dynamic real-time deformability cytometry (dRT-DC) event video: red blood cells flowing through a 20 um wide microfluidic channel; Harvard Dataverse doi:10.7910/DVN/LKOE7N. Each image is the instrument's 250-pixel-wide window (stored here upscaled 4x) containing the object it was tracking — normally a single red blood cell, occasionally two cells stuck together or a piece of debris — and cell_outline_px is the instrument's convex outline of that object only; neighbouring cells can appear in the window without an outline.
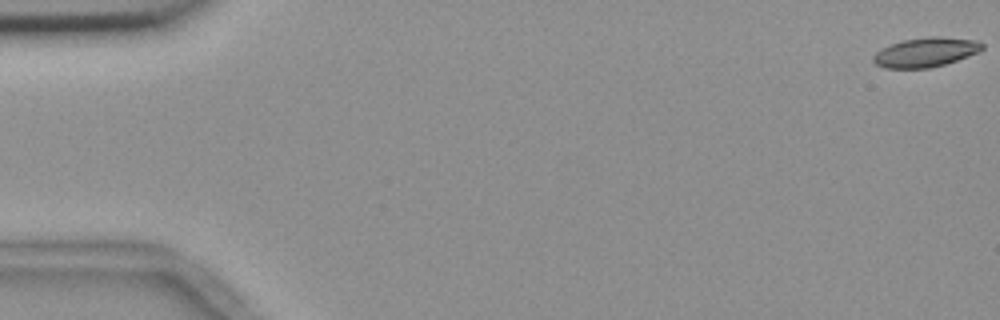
{"species": "common noctule bat (a hibernating species)", "species_latin": "Nyctalus noctula", "temperature_condition": "room temperature", "stored_images_in_passage": 56, "camera_frame_rate_fps": 3000, "um_per_image_px": 0.085, "animal": {"sex": "female", "body_mass_g": 18.4}, "frame": {"image": 1, "passage_image": 1, "time_ms": 0.0, "image_size_px": [1000, 320], "cell_outline_px": [[984, 48], [980, 52], [944, 64], [928, 68], [884, 68], [876, 64], [872, 60], [872, 56], [880, 48], [904, 40], [928, 36], [936, 36], [976, 40], [984, 44]], "centroid_in_image_um": [78.68, 4.44], "position_along_channel_um": 6.3, "area_um2": 18.67}}
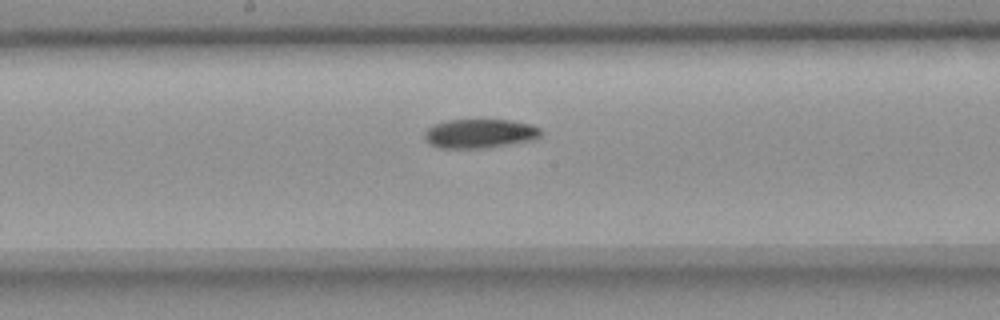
{"frame": {"image": 2, "passage_image": 30, "time_ms": 9.667, "image_size_px": [1000, 320], "cell_outline_px": [[540, 136], [532, 140], [480, 148], [440, 148], [428, 144], [424, 136], [424, 132], [428, 128], [436, 124], [448, 120], [512, 120], [532, 124], [540, 128]], "centroid_in_image_um": [40.76, 11.34], "position_along_channel_um": 207.4, "area_um2": 19.54}}
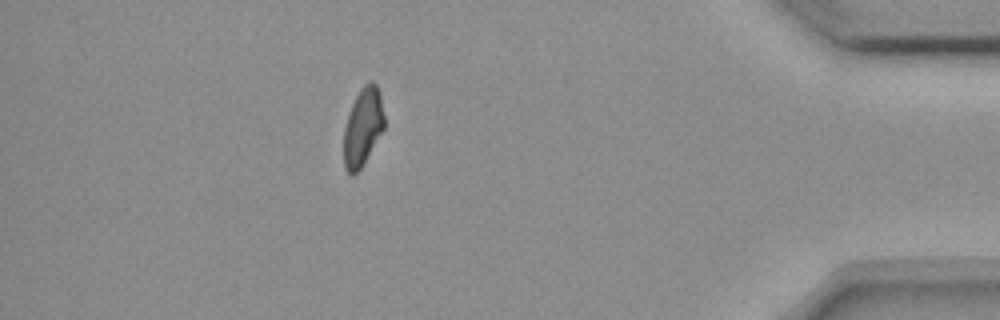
{"frame": {"image": 3, "passage_image": 50, "time_ms": 16.333, "image_size_px": [1000, 320], "cell_outline_px": [[384, 128], [360, 168], [352, 176], [344, 168], [344, 128], [352, 104], [360, 88], [368, 80], [372, 80], [376, 84], [380, 96], [384, 116]], "centroid_in_image_um": [30.83, 10.76], "position_along_channel_um": 404.4, "area_um2": 18.09}, "authors_computed_cell_mechanics": {"area_um2": 19.7098, "velocity_mm_per_s": 3.6428, "shape_relaxation_time_tau1_ms": 9.5912, "shape_relaxation_time_tau2_ms": null, "deformation_change_tau1": 0.166, "deformation_change_tau2": null}}